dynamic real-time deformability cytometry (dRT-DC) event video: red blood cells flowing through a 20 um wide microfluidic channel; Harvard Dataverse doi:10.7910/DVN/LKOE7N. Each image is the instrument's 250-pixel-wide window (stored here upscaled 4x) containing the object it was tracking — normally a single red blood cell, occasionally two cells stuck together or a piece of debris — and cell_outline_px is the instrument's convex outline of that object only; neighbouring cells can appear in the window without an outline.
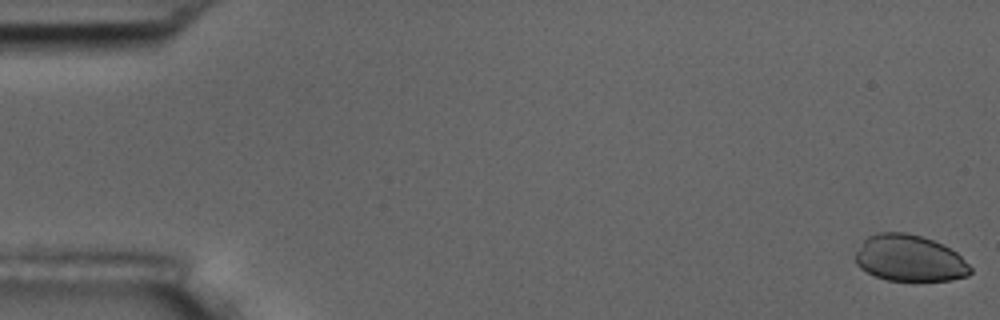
{"species": "common noctule bat (a hibernating species)", "species_latin": "Nyctalus noctula", "temperature_condition": "room temperature", "stored_images_in_passage": 56, "camera_frame_rate_fps": 3000, "um_per_image_px": 0.085, "animal": {"sex": "male", "body_mass_g": 17.5, "forearm_length_mm": 52.3}, "frame": {"image": 1, "passage_image": 1, "time_ms": 0.0, "image_size_px": [1000, 320], "cell_outline_px": [[972, 272], [968, 276], [952, 280], [888, 280], [876, 276], [860, 268], [856, 264], [856, 252], [864, 240], [868, 236], [876, 232], [904, 232], [920, 236], [932, 240], [956, 252], [972, 268]], "centroid_in_image_um": [77.31, 21.95], "position_along_channel_um": 7.7, "area_um2": 30.81}}
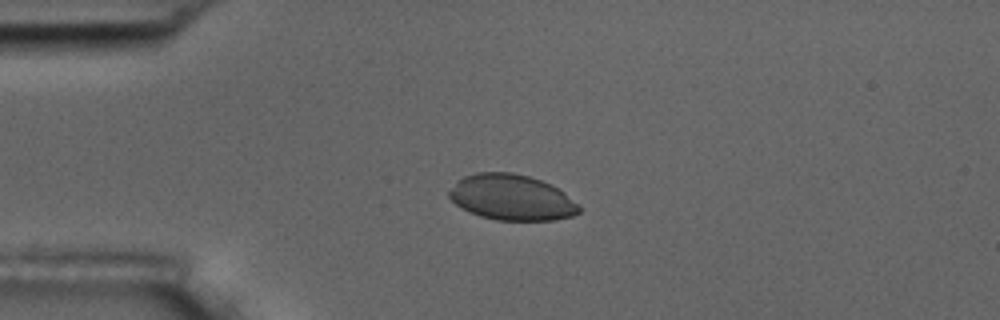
{"frame": {"image": 2, "passage_image": 14, "time_ms": 4.333, "image_size_px": [1000, 320], "cell_outline_px": [[580, 212], [572, 216], [556, 220], [496, 220], [480, 216], [456, 204], [448, 196], [448, 192], [456, 180], [464, 176], [476, 172], [512, 172], [528, 176], [540, 180], [564, 192], [580, 204]], "centroid_in_image_um": [43.5, 16.78], "position_along_channel_um": 41.5, "area_um2": 34.56}}